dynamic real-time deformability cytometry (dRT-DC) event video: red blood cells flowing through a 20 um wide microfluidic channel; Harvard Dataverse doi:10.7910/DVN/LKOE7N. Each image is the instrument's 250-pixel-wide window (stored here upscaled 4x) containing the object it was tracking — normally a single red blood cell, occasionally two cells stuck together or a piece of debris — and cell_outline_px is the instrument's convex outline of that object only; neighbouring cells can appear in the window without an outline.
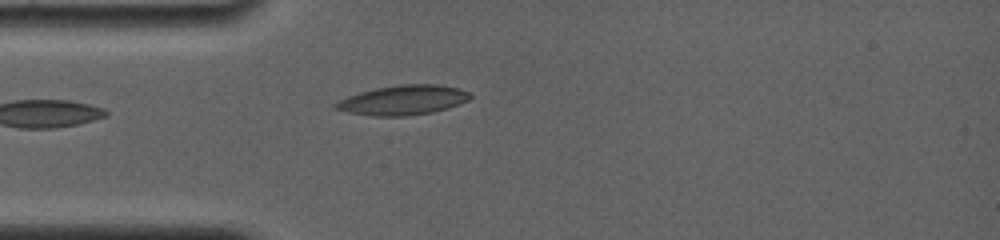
{"species": "common noctule bat (a hibernating species)", "species_latin": "Nyctalus noctula", "temperature_condition": "room temperature", "stored_images_in_passage": 12, "camera_frame_rate_fps": 4000, "um_per_image_px": 0.085, "animal": {"sex": "female", "body_mass_g": 19.0, "forearm_length_mm": 56.7}, "frame": {"image": 1, "passage_image": 1, "time_ms": 0.0, "image_size_px": [1000, 240], "cell_outline_px": [[472, 96], [468, 100], [460, 104], [448, 108], [432, 112], [404, 116], [372, 116], [348, 112], [332, 108], [332, 104], [348, 96], [360, 92], [376, 88], [400, 84], [436, 84], [460, 88], [468, 92]], "centroid_in_image_um": [34.25, 8.51], "position_along_channel_um": 50.7, "area_um2": 23.29}}
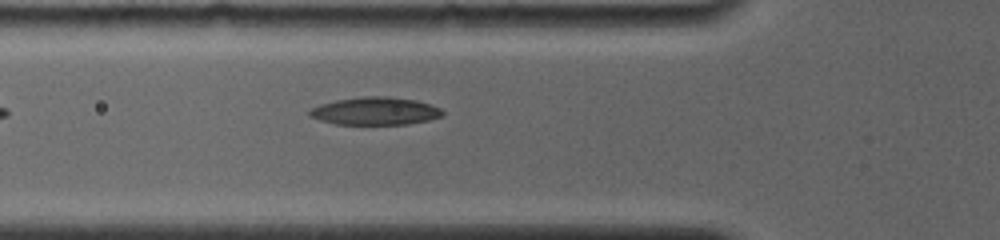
{"frame": {"image": 2, "passage_image": 3, "time_ms": 1.25, "image_size_px": [1000, 240], "cell_outline_px": [[444, 116], [428, 120], [408, 124], [336, 124], [320, 120], [308, 116], [308, 112], [312, 108], [320, 104], [336, 100], [364, 96], [388, 96], [416, 100], [440, 108], [444, 112]], "centroid_in_image_um": [31.89, 9.44], "position_along_channel_um": 93.9, "area_um2": 21.5}}